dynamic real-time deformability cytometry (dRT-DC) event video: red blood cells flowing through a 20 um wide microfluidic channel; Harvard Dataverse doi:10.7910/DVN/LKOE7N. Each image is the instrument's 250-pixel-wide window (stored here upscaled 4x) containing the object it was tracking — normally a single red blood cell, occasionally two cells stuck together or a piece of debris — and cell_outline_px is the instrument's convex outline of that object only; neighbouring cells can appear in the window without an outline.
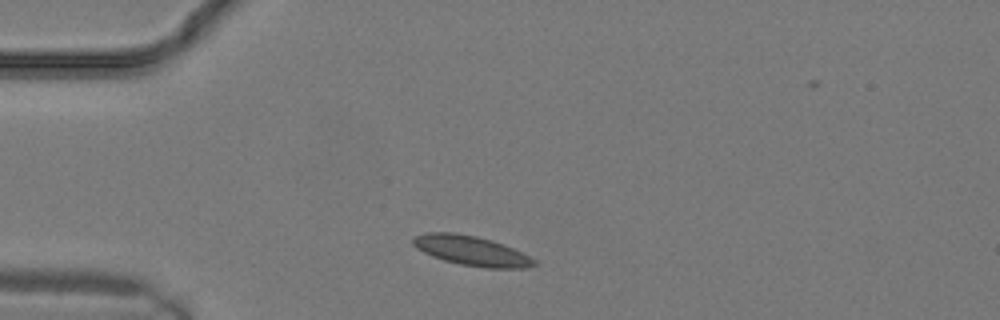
{"species": "common noctule bat (a hibernating species)", "species_latin": "Nyctalus noctula", "temperature_condition": "warm", "stored_images_in_passage": 4, "camera_frame_rate_fps": 3000, "um_per_image_px": 0.085, "animal": {"sex": "male", "body_mass_g": 19.2, "forearm_length_mm": 51.8}, "frame": {"image": 1, "passage_image": 1, "time_ms": 0.0, "image_size_px": [1000, 320], "cell_outline_px": [[536, 264], [528, 268], [484, 268], [460, 264], [444, 260], [432, 256], [416, 248], [412, 244], [412, 240], [416, 236], [428, 232], [456, 232], [476, 236], [492, 240], [504, 244], [536, 260]], "centroid_in_image_um": [40.06, 21.31], "position_along_channel_um": 44.9, "area_um2": 20.92}}
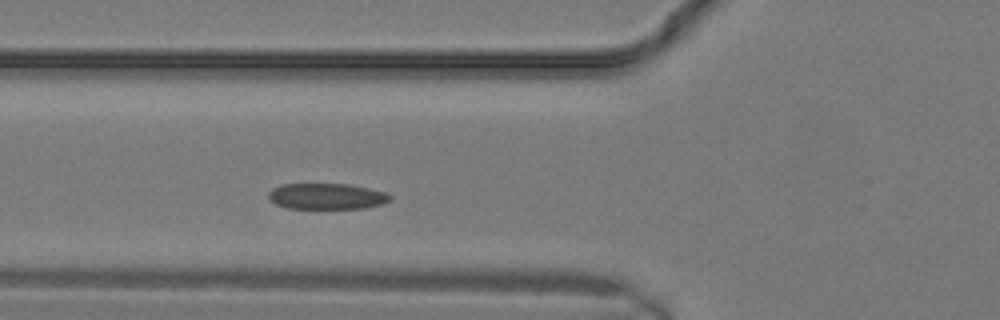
{"frame": {"image": 2, "passage_image": 4, "time_ms": 1.0, "image_size_px": [1000, 320], "cell_outline_px": [[392, 200], [384, 204], [364, 208], [288, 208], [276, 204], [268, 196], [268, 192], [272, 188], [280, 184], [348, 184], [388, 192], [392, 196]], "centroid_in_image_um": [27.82, 16.68], "position_along_channel_um": 98.0, "area_um2": 18.5}}